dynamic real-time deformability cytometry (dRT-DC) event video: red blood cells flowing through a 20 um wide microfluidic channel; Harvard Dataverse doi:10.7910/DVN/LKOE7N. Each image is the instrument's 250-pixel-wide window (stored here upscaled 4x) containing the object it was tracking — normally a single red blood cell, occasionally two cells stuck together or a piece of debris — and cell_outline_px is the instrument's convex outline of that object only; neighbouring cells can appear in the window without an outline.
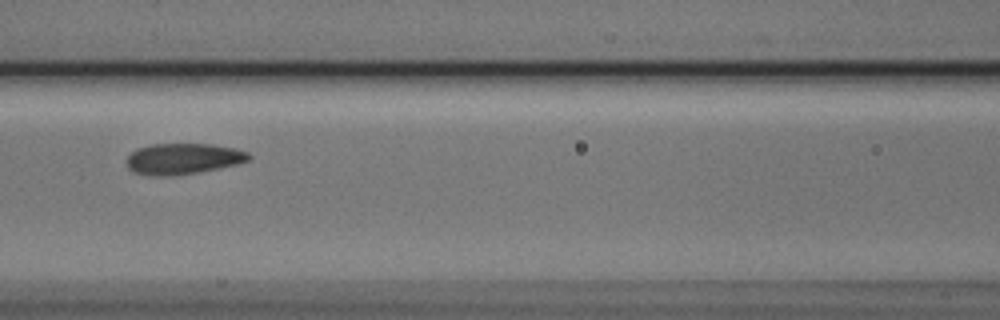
{"species": "Egyptian fruit bat (a non-hibernating species)", "species_latin": "Rousettus aegyptiacus", "temperature_condition": "cold", "stored_images_in_passage": 5, "camera_frame_rate_fps": 3000, "um_per_image_px": 0.085, "animal": {"sex": "male"}, "frame": {"image": 1, "passage_image": 3, "time_ms": 0.667, "image_size_px": [1000, 320], "cell_outline_px": [[252, 156], [248, 160], [236, 164], [200, 172], [172, 176], [148, 176], [132, 172], [128, 168], [128, 156], [136, 148], [152, 144], [212, 144], [232, 148], [248, 152]], "centroid_in_image_um": [15.53, 13.5], "position_along_channel_um": 151.1, "area_um2": 22.08}}
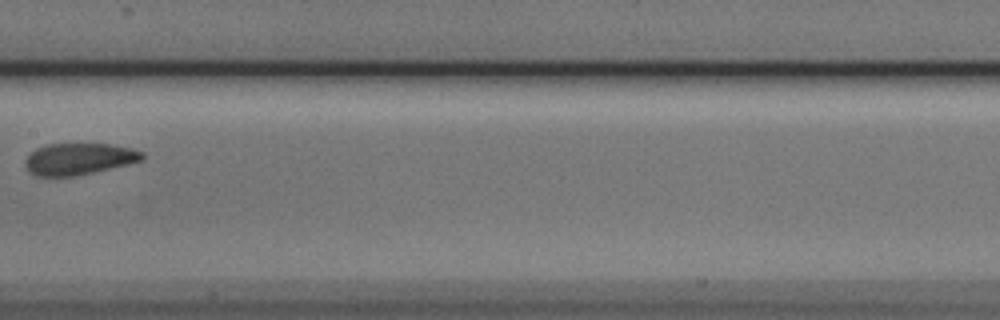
{"frame": {"image": 2, "passage_image": 4, "time_ms": 1.0, "image_size_px": [1000, 320], "cell_outline_px": [[144, 160], [128, 164], [92, 172], [72, 176], [36, 176], [28, 172], [24, 164], [24, 160], [36, 148], [44, 144], [112, 144], [132, 148], [144, 152]], "centroid_in_image_um": [6.7, 13.5], "position_along_channel_um": 200.7, "area_um2": 21.62}}
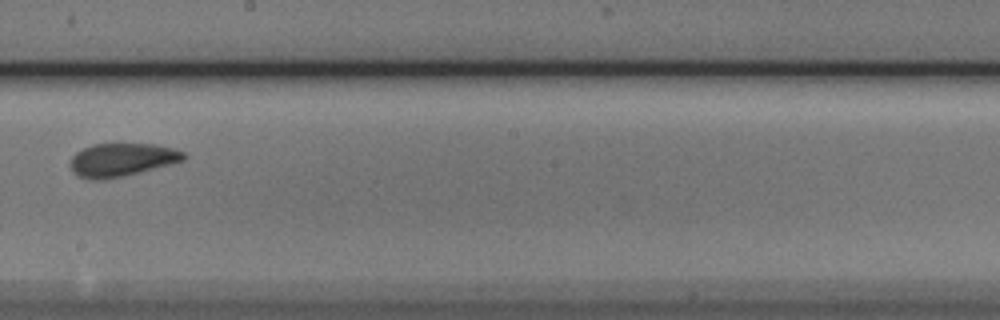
{"frame": {"image": 3, "passage_image": 5, "time_ms": 1.333, "image_size_px": [1000, 320], "cell_outline_px": [[188, 156], [184, 160], [172, 164], [124, 176], [104, 180], [92, 180], [76, 176], [72, 172], [72, 156], [76, 152], [84, 148], [96, 144], [156, 144], [172, 148], [184, 152]], "centroid_in_image_um": [10.38, 13.59], "position_along_channel_um": 237.8, "area_um2": 21.96}}